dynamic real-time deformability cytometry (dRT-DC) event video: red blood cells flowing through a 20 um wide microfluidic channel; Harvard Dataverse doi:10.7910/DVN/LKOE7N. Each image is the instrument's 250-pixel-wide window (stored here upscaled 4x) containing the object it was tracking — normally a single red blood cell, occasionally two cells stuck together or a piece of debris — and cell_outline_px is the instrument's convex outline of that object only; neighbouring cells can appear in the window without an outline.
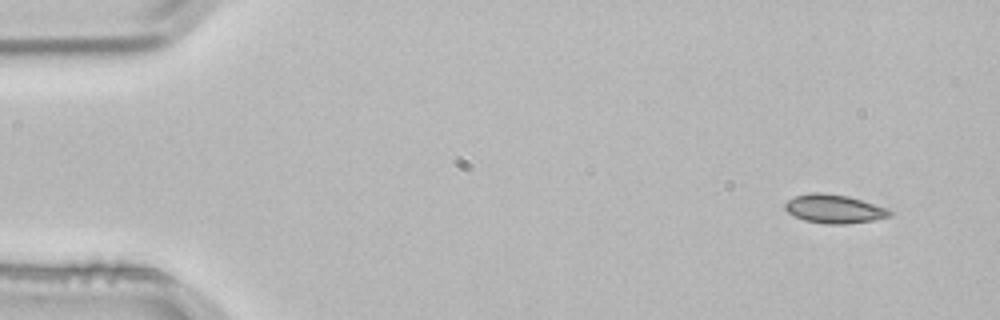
{"species": "common noctule bat (a hibernating species)", "species_latin": "Nyctalus noctula", "temperature_condition": "room temperature", "stored_images_in_passage": 2, "segment_of_instrument_passage": [2, 2], "camera_frame_rate_fps": 3000, "um_per_image_px": 0.085, "animal": {"sex": "male", "body_mass_g": 21.5, "forearm_length_mm": 52.0}, "frame": {"image": 1, "passage_image": 2, "time_ms": 0.333, "image_size_px": [1000, 320], "cell_outline_px": [[892, 216], [872, 220], [844, 224], [828, 224], [804, 220], [788, 212], [784, 208], [784, 204], [788, 200], [796, 196], [812, 192], [820, 192], [848, 196], [888, 208], [892, 212]], "centroid_in_image_um": [70.91, 17.75], "position_along_channel_um": 14.1, "area_um2": 17.34}}